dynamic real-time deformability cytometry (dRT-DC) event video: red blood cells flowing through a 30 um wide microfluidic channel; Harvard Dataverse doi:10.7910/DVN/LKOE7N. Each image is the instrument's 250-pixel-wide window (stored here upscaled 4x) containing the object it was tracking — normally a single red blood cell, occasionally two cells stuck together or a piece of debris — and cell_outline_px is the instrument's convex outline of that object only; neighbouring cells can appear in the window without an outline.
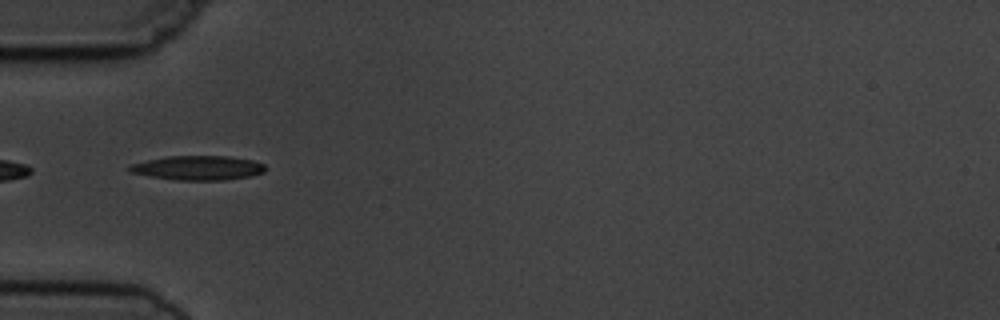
{"species": "common noctule bat (a hibernating species)", "species_latin": "Nyctalus noctula", "temperature_condition": "cold", "stored_images_in_passage": 9, "camera_frame_rate_fps": 3000, "um_per_image_px": 0.085, "animal": {"sex": "male", "body_mass_g": 19.5, "forearm_length_mm": 54.6}, "frame": {"image": 1, "passage_image": 6, "time_ms": 5.667, "image_size_px": [1000, 320], "cell_outline_px": [[264, 172], [252, 176], [224, 180], [176, 180], [152, 176], [132, 172], [128, 168], [128, 164], [168, 156], [228, 156], [252, 160], [264, 164]], "centroid_in_image_um": [16.85, 14.27], "position_along_channel_um": 68.2, "area_um2": 19.13}}
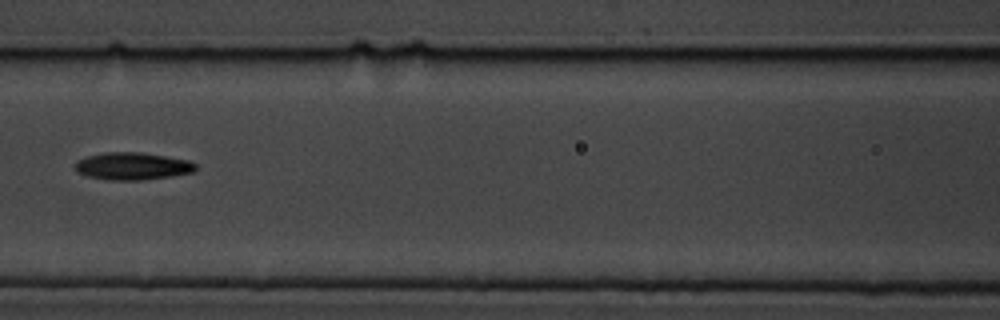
{"frame": {"image": 2, "passage_image": 8, "time_ms": 8.0, "image_size_px": [1000, 320], "cell_outline_px": [[196, 168], [192, 172], [172, 176], [140, 180], [108, 180], [88, 176], [80, 172], [76, 168], [76, 160], [88, 156], [104, 152], [140, 152], [192, 160], [196, 164]], "centroid_in_image_um": [11.3, 14.11], "position_along_channel_um": 155.3, "area_um2": 19.19}}
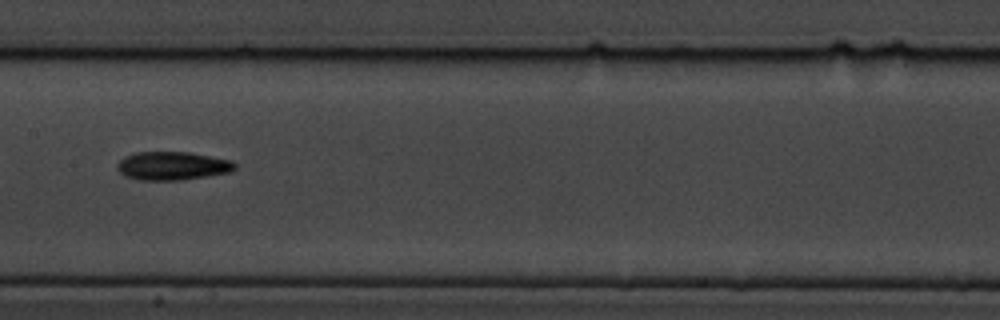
{"frame": {"image": 3, "passage_image": 9, "time_ms": 9.0, "image_size_px": [1000, 320], "cell_outline_px": [[236, 168], [232, 172], [208, 176], [180, 180], [140, 180], [124, 176], [116, 168], [116, 164], [124, 156], [136, 152], [188, 152], [232, 160], [236, 164]], "centroid_in_image_um": [14.65, 14.1], "position_along_channel_um": 192.7, "area_um2": 19.65}}